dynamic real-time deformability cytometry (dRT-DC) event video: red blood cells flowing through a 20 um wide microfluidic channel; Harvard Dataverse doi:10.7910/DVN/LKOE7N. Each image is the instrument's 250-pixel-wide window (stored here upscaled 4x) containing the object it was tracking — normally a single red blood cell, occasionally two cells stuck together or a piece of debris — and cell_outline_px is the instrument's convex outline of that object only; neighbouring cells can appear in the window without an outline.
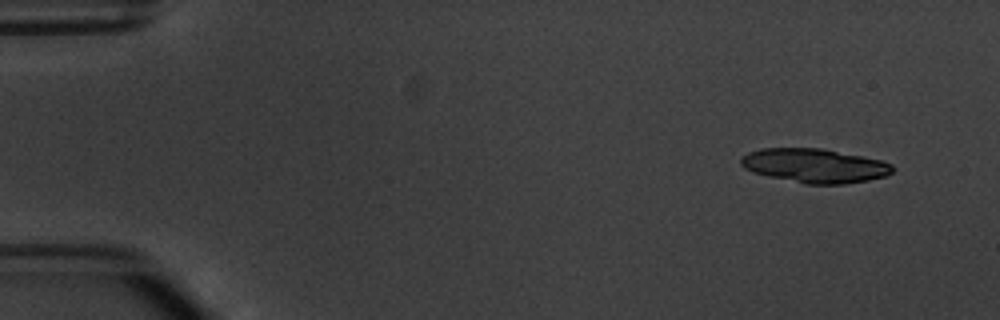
{"species": "common noctule bat (a hibernating species)", "species_latin": "Nyctalus noctula", "temperature_condition": "warm", "stored_images_in_passage": 5, "camera_frame_rate_fps": 3000, "um_per_image_px": 0.085, "animal": {"sex": "male", "body_mass_g": 20.1, "forearm_length_mm": 53.5}, "frame": {"image": 1, "passage_image": 1, "time_ms": 0.0, "image_size_px": [1000, 320], "cell_outline_px": [[896, 168], [892, 172], [884, 176], [868, 180], [844, 184], [804, 184], [768, 176], [752, 172], [744, 168], [740, 164], [740, 156], [748, 152], [760, 148], [820, 148], [864, 156], [880, 160], [892, 164]], "centroid_in_image_um": [69.22, 14.08], "position_along_channel_um": 15.8, "area_um2": 30.35}}